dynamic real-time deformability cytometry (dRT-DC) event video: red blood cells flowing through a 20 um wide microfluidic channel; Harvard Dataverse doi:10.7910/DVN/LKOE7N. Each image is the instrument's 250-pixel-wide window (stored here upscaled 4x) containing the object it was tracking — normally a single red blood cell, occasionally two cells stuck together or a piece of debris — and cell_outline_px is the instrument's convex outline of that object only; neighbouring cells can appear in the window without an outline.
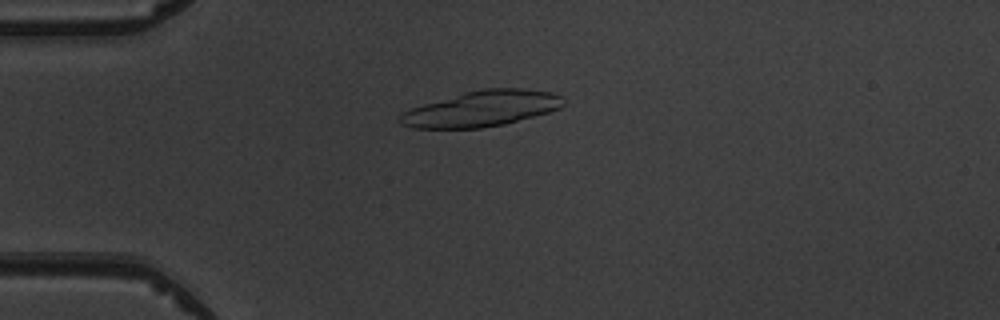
{"species": "common noctule bat (a hibernating species)", "species_latin": "Nyctalus noctula", "temperature_condition": "warm", "stored_images_in_passage": 5, "camera_frame_rate_fps": 3000, "um_per_image_px": 0.085, "animal": {"sex": "male", "body_mass_g": 19.5, "forearm_length_mm": 54.6}, "frame": {"image": 1, "passage_image": 2, "time_ms": 1.333, "image_size_px": [1000, 320], "cell_outline_px": [[564, 104], [560, 108], [548, 112], [504, 124], [480, 128], [416, 128], [404, 124], [400, 120], [400, 116], [404, 112], [412, 108], [424, 104], [464, 92], [484, 88], [524, 88], [552, 92], [560, 96], [564, 100]], "centroid_in_image_um": [41.0, 9.22], "position_along_channel_um": 44.0, "area_um2": 33.52}}